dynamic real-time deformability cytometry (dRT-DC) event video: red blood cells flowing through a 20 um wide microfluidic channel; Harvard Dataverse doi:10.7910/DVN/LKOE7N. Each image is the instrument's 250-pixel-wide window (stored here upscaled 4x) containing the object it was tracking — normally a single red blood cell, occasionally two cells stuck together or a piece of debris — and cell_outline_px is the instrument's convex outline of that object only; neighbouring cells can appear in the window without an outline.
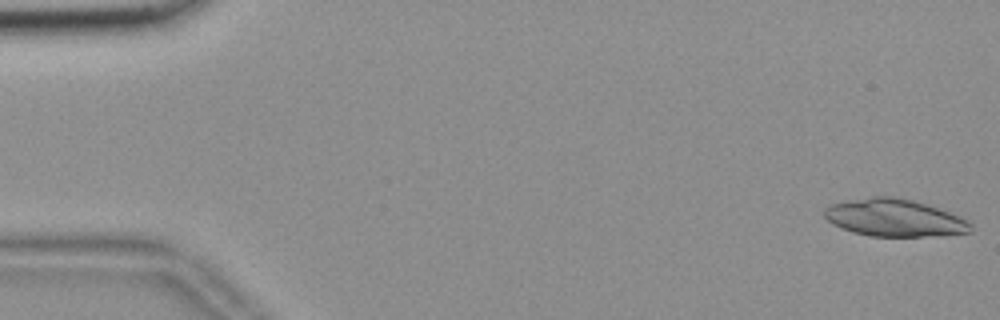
{"species": "common noctule bat (a hibernating species)", "species_latin": "Nyctalus noctula", "temperature_condition": "room temperature", "stored_images_in_passage": 19, "camera_frame_rate_fps": 3000, "um_per_image_px": 0.085, "animal": {"sex": "female", "body_mass_g": 18.4}, "frame": {"image": 1, "passage_image": 1, "time_ms": 0.0, "image_size_px": [1000, 320], "cell_outline_px": [[972, 232], [924, 236], [868, 236], [852, 232], [832, 224], [824, 216], [824, 208], [832, 204], [848, 200], [872, 196], [892, 196], [912, 200], [948, 212], [968, 220], [972, 224]], "centroid_in_image_um": [75.99, 18.51], "position_along_channel_um": 9.0, "area_um2": 31.62}}